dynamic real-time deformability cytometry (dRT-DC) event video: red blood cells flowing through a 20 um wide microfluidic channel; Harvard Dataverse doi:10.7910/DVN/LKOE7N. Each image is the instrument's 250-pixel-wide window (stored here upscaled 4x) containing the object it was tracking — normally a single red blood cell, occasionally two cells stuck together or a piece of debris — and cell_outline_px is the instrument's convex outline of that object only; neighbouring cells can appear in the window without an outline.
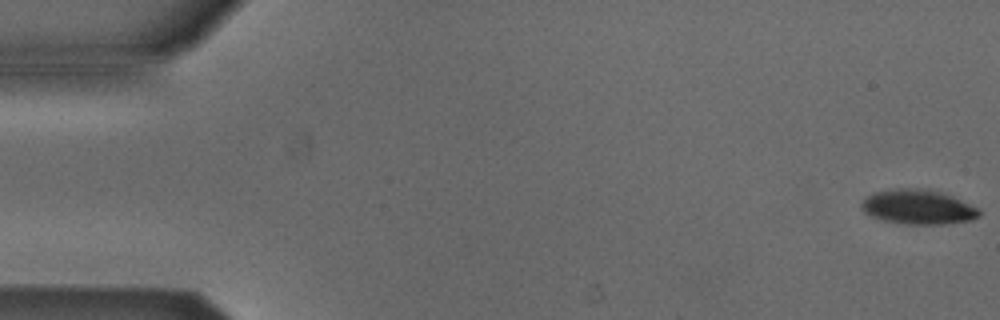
{"species": "Egyptian fruit bat (a non-hibernating species)", "species_latin": "Rousettus aegyptiacus", "temperature_condition": "cold", "stored_images_in_passage": 14, "camera_frame_rate_fps": 3000, "um_per_image_px": 0.085, "animal": {"sex": "male"}, "frame": {"image": 1, "passage_image": 1, "time_ms": 0.0, "image_size_px": [1000, 320], "cell_outline_px": [[980, 216], [972, 220], [944, 224], [908, 224], [880, 220], [864, 212], [860, 208], [860, 204], [872, 192], [900, 188], [928, 188], [952, 196], [980, 208]], "centroid_in_image_um": [78.04, 17.59], "position_along_channel_um": 7.0, "area_um2": 23.93}}
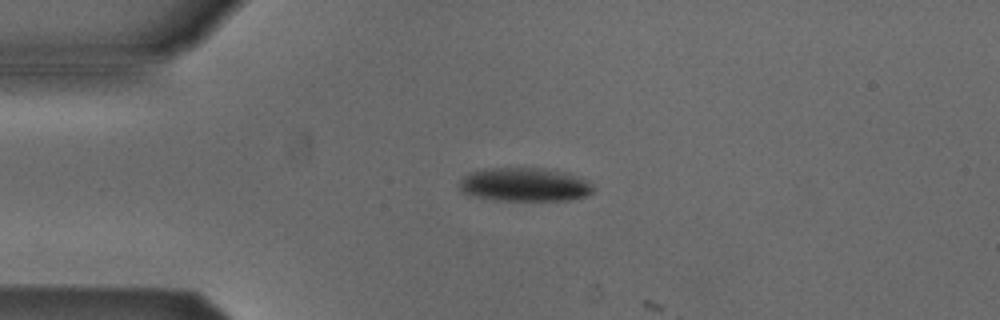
{"frame": {"image": 2, "passage_image": 13, "time_ms": 4.0, "image_size_px": [1000, 320], "cell_outline_px": [[592, 192], [584, 196], [568, 200], [496, 200], [476, 196], [460, 192], [460, 180], [468, 172], [484, 168], [540, 168], [568, 172], [580, 176], [588, 180], [592, 184]], "centroid_in_image_um": [44.59, 15.67], "position_along_channel_um": 40.4, "area_um2": 26.36}}